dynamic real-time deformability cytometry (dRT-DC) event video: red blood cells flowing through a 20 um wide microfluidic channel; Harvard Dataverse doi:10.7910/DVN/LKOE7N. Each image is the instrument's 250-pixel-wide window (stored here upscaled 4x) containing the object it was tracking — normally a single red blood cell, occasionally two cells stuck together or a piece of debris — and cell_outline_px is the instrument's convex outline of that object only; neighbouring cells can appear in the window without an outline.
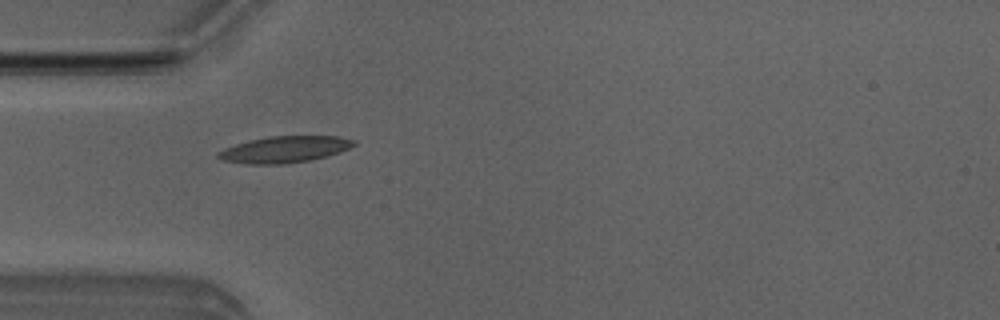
{"species": "Egyptian fruit bat (a non-hibernating species)", "species_latin": "Rousettus aegyptiacus", "temperature_condition": "room temperature", "stored_images_in_passage": 5, "camera_frame_rate_fps": 3000, "um_per_image_px": 0.085, "animal": {"sex": "male"}, "frame": {"image": 1, "passage_image": 5, "time_ms": 4.667, "image_size_px": [1000, 320], "cell_outline_px": [[356, 144], [348, 148], [312, 160], [280, 164], [244, 164], [224, 160], [216, 156], [216, 152], [224, 148], [248, 140], [268, 136], [336, 136], [356, 140]], "centroid_in_image_um": [24.13, 12.69], "position_along_channel_um": 60.9, "area_um2": 20.81}}